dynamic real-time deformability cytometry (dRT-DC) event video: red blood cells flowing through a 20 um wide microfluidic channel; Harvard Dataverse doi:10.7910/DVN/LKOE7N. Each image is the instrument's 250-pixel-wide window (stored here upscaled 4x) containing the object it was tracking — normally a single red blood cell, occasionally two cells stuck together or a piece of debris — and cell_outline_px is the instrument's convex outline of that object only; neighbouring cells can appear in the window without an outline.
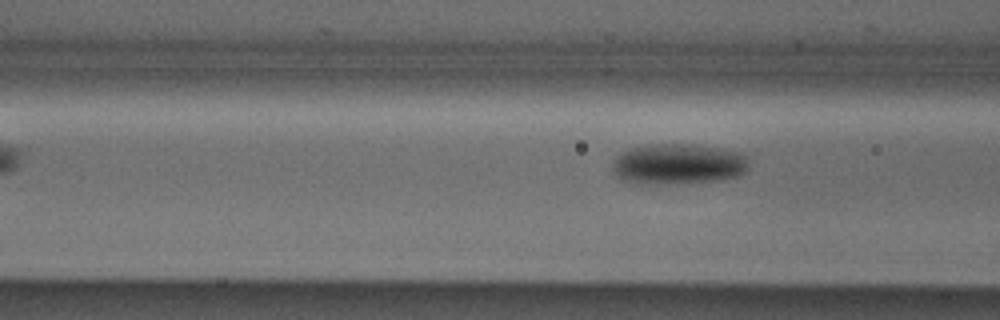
{"species": "Egyptian fruit bat (a non-hibernating species)", "species_latin": "Rousettus aegyptiacus", "temperature_condition": "cold", "stored_images_in_passage": 6, "segment_of_instrument_passage": [2, 2], "camera_frame_rate_fps": 3000, "um_per_image_px": 0.085, "animal": {"sex": "male"}, "frame": {"image": 1, "passage_image": 6, "time_ms": 1.667, "image_size_px": [1000, 320], "cell_outline_px": [[748, 168], [744, 172], [736, 176], [716, 180], [692, 184], [632, 184], [620, 180], [616, 176], [612, 168], [612, 164], [616, 156], [628, 148], [648, 144], [692, 144], [720, 148], [740, 152], [748, 156]], "centroid_in_image_um": [57.6, 13.96], "position_along_channel_um": 109.0, "area_um2": 33.12}}